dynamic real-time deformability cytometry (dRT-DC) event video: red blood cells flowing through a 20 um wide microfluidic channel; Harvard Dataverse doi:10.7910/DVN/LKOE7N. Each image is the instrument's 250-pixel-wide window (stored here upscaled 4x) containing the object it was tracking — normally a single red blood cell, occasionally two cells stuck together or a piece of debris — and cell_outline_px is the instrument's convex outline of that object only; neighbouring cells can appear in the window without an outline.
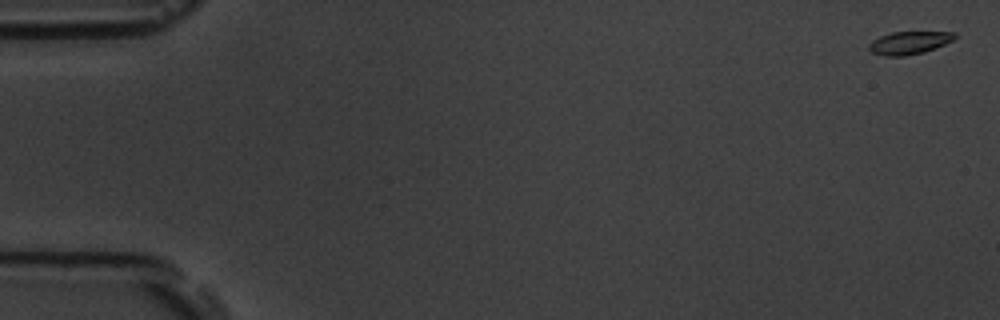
{"species": "common noctule bat (a hibernating species)", "species_latin": "Nyctalus noctula", "temperature_condition": "room temperature", "stored_images_in_passage": 9, "camera_frame_rate_fps": 3000, "um_per_image_px": 0.085, "animal": {"sex": "male", "body_mass_g": 19.5, "forearm_length_mm": 54.6}, "frame": {"image": 1, "passage_image": 2, "time_ms": 0.333, "image_size_px": [1000, 320], "cell_outline_px": [[956, 36], [952, 40], [944, 44], [924, 52], [904, 56], [884, 56], [872, 52], [868, 48], [868, 44], [872, 40], [880, 36], [892, 32], [956, 32]], "centroid_in_image_um": [77.24, 3.64], "position_along_channel_um": 7.8, "area_um2": 11.33}}